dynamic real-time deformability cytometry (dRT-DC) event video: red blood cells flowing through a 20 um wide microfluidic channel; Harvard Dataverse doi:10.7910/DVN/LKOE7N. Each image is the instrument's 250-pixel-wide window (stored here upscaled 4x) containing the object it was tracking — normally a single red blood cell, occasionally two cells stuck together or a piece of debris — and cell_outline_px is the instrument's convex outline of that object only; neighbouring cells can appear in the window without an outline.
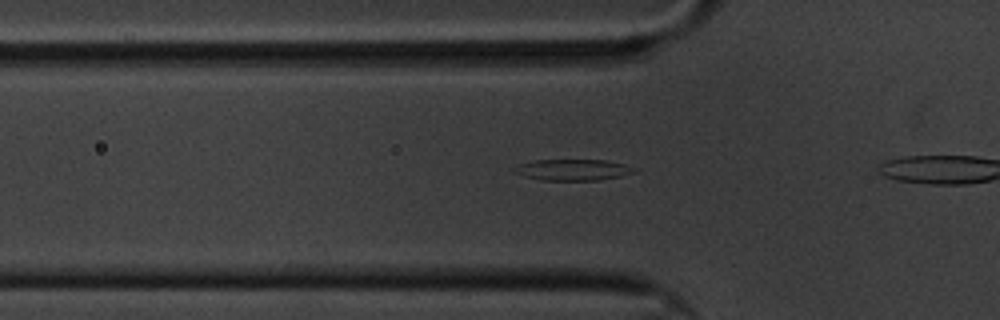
{"species": "common noctule bat (a hibernating species)", "species_latin": "Nyctalus noctula", "temperature_condition": "cold", "stored_images_in_passage": 34, "segment_of_instrument_passage": [1, 2], "camera_frame_rate_fps": 3000, "um_per_image_px": 0.085, "animal": {"sex": "male", "body_mass_g": 20.1, "forearm_length_mm": 53.5}, "frame": {"image": 1, "passage_image": 6, "time_ms": 1.667, "image_size_px": [1000, 320], "cell_outline_px": [[636, 172], [620, 176], [600, 180], [540, 180], [524, 176], [512, 172], [512, 168], [520, 164], [532, 160], [604, 160], [624, 164], [636, 168]], "centroid_in_image_um": [48.66, 14.43], "position_along_channel_um": 77.1, "area_um2": 14.85}}
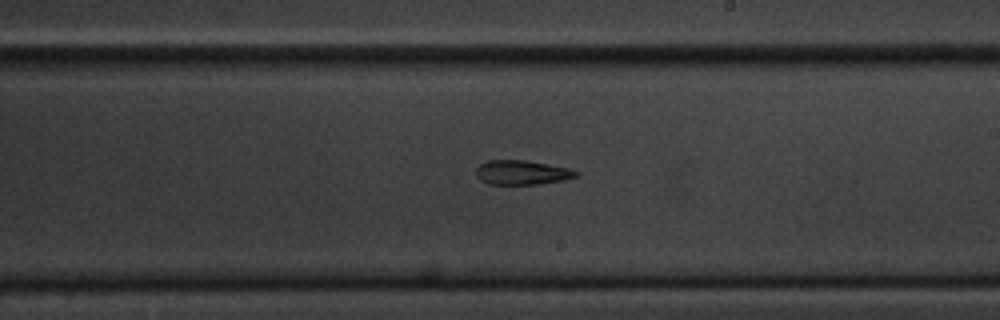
{"frame": {"image": 2, "passage_image": 21, "time_ms": 6.667, "image_size_px": [1000, 320], "cell_outline_px": [[580, 172], [576, 176], [564, 180], [536, 184], [488, 184], [480, 180], [476, 176], [476, 168], [480, 164], [488, 160], [524, 160], [568, 168]], "centroid_in_image_um": [44.33, 14.66], "position_along_channel_um": 244.7, "area_um2": 14.1}}
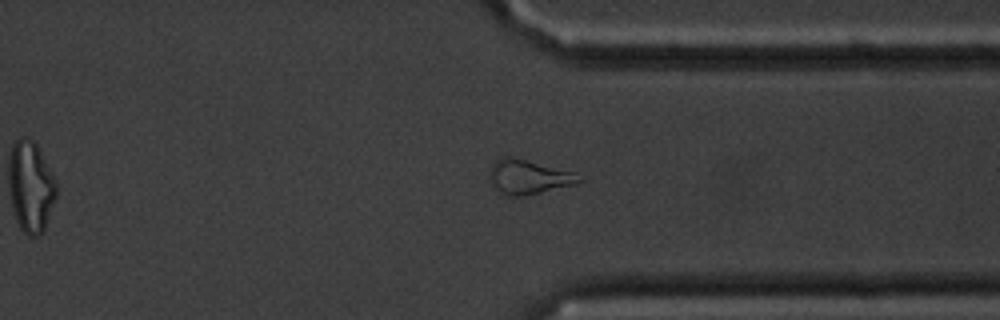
{"frame": {"image": 3, "passage_image": 32, "time_ms": 10.333, "image_size_px": [1000, 320], "cell_outline_px": [[588, 180], [576, 184], [524, 196], [508, 196], [500, 192], [492, 184], [488, 176], [492, 164], [500, 156], [512, 156], [576, 172]], "centroid_in_image_um": [44.97, 15.02], "position_along_channel_um": 366.4, "area_um2": 18.32}}